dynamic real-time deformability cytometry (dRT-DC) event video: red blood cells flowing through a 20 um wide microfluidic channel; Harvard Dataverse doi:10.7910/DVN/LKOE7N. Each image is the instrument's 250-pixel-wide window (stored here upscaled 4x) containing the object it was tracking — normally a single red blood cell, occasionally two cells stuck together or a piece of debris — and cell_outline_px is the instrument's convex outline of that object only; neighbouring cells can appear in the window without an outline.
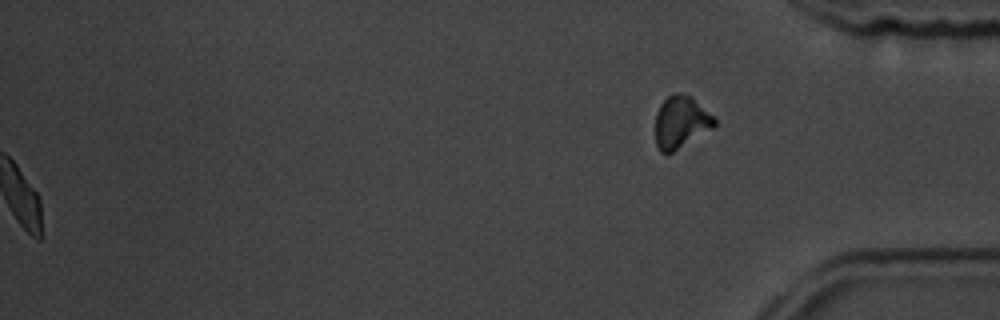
{"species": "common noctule bat (a hibernating species)", "species_latin": "Nyctalus noctula", "temperature_condition": "room temperature", "stored_images_in_passage": 43, "segment_of_instrument_passage": [2, 2], "camera_frame_rate_fps": 3000, "um_per_image_px": 0.085, "animal": {"sex": "male", "body_mass_g": 19.5, "forearm_length_mm": 54.6}, "frame": {"image": 1, "passage_image": 43, "time_ms": 14.0, "image_size_px": [1000, 320], "cell_outline_px": [[716, 124], [712, 128], [672, 152], [660, 152], [656, 144], [656, 112], [660, 104], [668, 96], [676, 92], [680, 92], [692, 96], [716, 120]], "centroid_in_image_um": [57.85, 10.35], "position_along_channel_um": 377.3, "area_um2": 17.69}}